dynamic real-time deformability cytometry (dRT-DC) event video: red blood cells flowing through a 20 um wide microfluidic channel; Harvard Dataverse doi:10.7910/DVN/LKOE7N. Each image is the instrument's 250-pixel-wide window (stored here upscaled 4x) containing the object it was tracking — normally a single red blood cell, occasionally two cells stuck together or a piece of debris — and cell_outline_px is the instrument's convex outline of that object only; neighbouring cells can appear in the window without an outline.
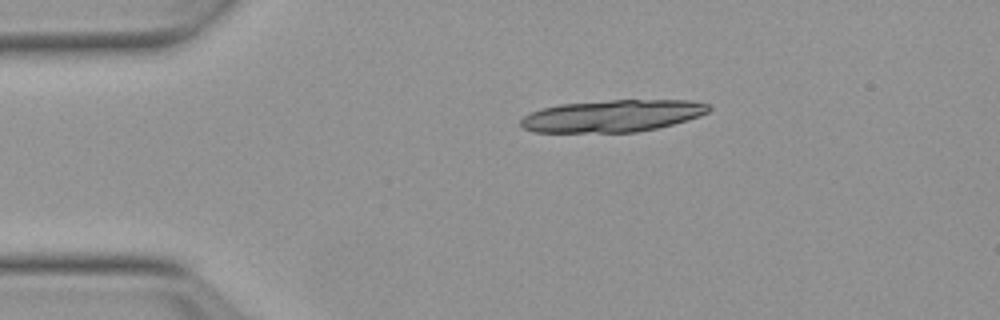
{"species": "Egyptian fruit bat (a non-hibernating species)", "species_latin": "Rousettus aegyptiacus", "temperature_condition": "warm", "stored_images_in_passage": 11, "camera_frame_rate_fps": 3000, "um_per_image_px": 0.085, "animal": {"sex": "female"}, "frame": {"image": 1, "passage_image": 1, "time_ms": 0.0, "image_size_px": [1000, 320], "cell_outline_px": [[712, 108], [708, 112], [700, 116], [688, 120], [656, 128], [636, 132], [532, 132], [524, 128], [520, 124], [520, 120], [524, 116], [532, 112], [544, 108], [560, 104], [612, 100], [692, 100], [712, 104]], "centroid_in_image_um": [52.11, 9.84], "position_along_channel_um": 32.9, "area_um2": 35.14}}